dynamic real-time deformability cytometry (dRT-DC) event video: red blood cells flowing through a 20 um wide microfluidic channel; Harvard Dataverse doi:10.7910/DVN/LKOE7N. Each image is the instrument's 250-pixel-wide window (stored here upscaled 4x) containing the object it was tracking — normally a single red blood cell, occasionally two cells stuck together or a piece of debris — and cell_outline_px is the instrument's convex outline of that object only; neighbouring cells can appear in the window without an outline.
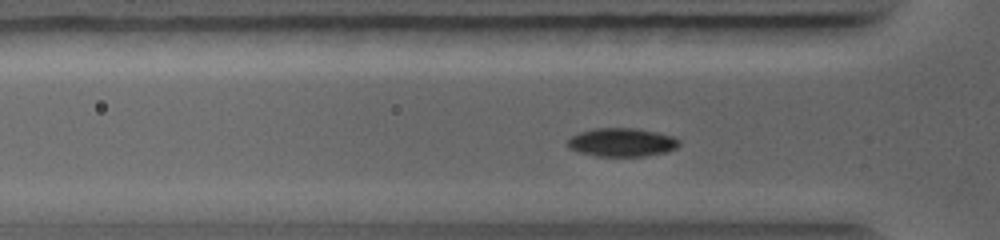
{"species": "common noctule bat (a hibernating species)", "species_latin": "Nyctalus noctula", "temperature_condition": "warm", "stored_images_in_passage": 58, "camera_frame_rate_fps": 5000, "um_per_image_px": 0.085, "animal": {"sex": "female", "body_mass_g": 19.0, "forearm_length_mm": 56.7}, "frame": {"image": 1, "passage_image": 14, "time_ms": 2.2, "image_size_px": [1000, 240], "cell_outline_px": [[680, 144], [676, 148], [664, 152], [644, 156], [596, 156], [580, 152], [568, 148], [568, 140], [572, 136], [580, 132], [596, 128], [636, 128], [656, 132], [672, 136], [680, 140]], "centroid_in_image_um": [52.86, 12.09], "position_along_channel_um": 72.9, "area_um2": 18.38}}
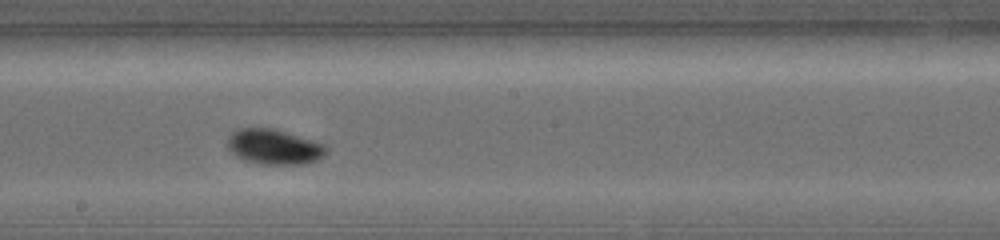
{"frame": {"image": 2, "passage_image": 33, "time_ms": 5.2, "image_size_px": [1000, 240], "cell_outline_px": [[328, 152], [324, 156], [316, 160], [304, 164], [260, 164], [244, 160], [236, 156], [228, 148], [228, 136], [240, 128], [272, 128], [324, 144], [328, 148]], "centroid_in_image_um": [23.3, 12.49], "position_along_channel_um": 224.9, "area_um2": 20.06}}
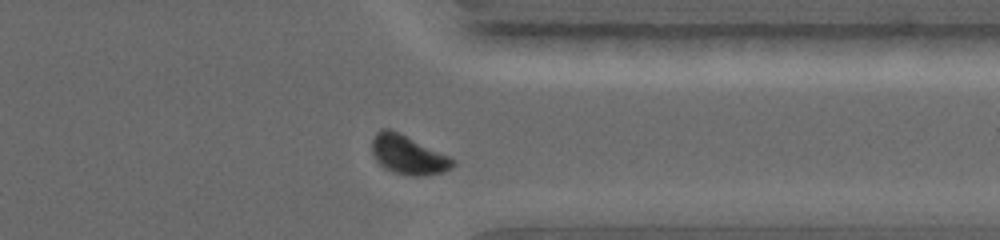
{"frame": {"image": 3, "passage_image": 51, "time_ms": 8.2, "image_size_px": [1000, 240], "cell_outline_px": [[456, 164], [452, 168], [444, 172], [416, 176], [392, 172], [384, 168], [376, 160], [372, 152], [372, 140], [376, 132], [380, 128], [388, 128], [448, 156], [456, 160]], "centroid_in_image_um": [34.67, 13.17], "position_along_channel_um": 376.7, "area_um2": 18.03}}